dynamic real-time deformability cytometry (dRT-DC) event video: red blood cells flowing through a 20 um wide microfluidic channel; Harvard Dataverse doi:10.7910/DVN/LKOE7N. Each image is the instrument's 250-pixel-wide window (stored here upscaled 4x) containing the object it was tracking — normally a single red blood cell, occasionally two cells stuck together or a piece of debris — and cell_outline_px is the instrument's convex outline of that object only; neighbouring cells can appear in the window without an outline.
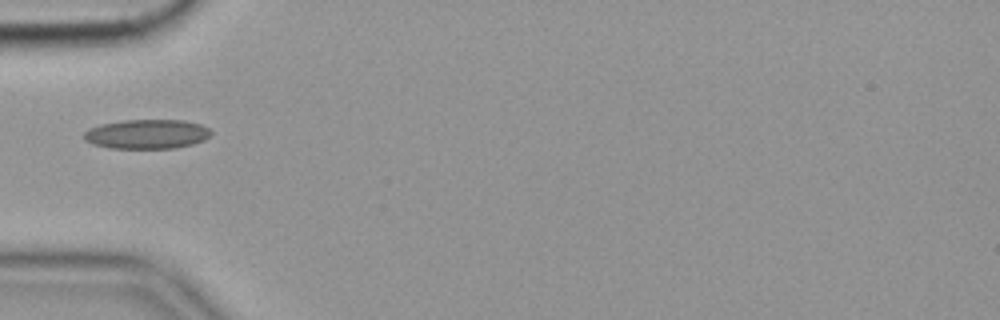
{"species": "common noctule bat (a hibernating species)", "species_latin": "Nyctalus noctula", "temperature_condition": "cold", "stored_images_in_passage": 39, "camera_frame_rate_fps": 3000, "um_per_image_px": 0.085, "animal": {"sex": "female", "body_mass_g": 19.9}, "frame": {"image": 1, "passage_image": 1, "time_ms": 0.0, "image_size_px": [1000, 320], "cell_outline_px": [[212, 132], [204, 140], [192, 144], [176, 148], [108, 148], [92, 144], [84, 140], [84, 132], [88, 128], [100, 124], [124, 120], [184, 120], [200, 124], [208, 128]], "centroid_in_image_um": [12.45, 11.39], "position_along_channel_um": 72.5, "area_um2": 21.85}}